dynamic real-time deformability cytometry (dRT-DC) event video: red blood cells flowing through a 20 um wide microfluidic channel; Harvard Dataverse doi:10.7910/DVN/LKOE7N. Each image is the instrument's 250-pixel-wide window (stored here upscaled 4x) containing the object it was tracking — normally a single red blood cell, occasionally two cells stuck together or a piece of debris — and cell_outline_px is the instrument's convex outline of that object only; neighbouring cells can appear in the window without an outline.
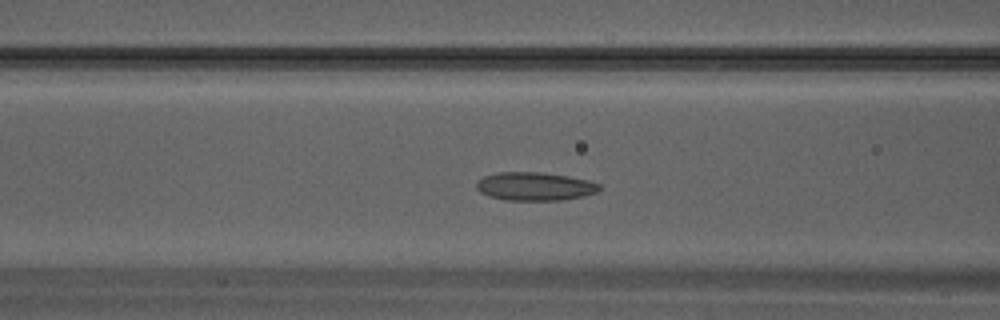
{"species": "Egyptian fruit bat (a non-hibernating species)", "species_latin": "Rousettus aegyptiacus", "temperature_condition": "warm", "stored_images_in_passage": 32, "camera_frame_rate_fps": 3000, "um_per_image_px": 0.085, "animal": {"sex": "male"}, "frame": {"image": 1, "passage_image": 13, "time_ms": 4.0, "image_size_px": [1000, 320], "cell_outline_px": [[600, 188], [596, 192], [584, 196], [560, 200], [504, 200], [488, 196], [480, 192], [476, 188], [476, 184], [484, 176], [500, 172], [540, 172], [568, 176], [588, 180], [600, 184]], "centroid_in_image_um": [45.45, 15.84], "position_along_channel_um": 121.1, "area_um2": 20.23}}
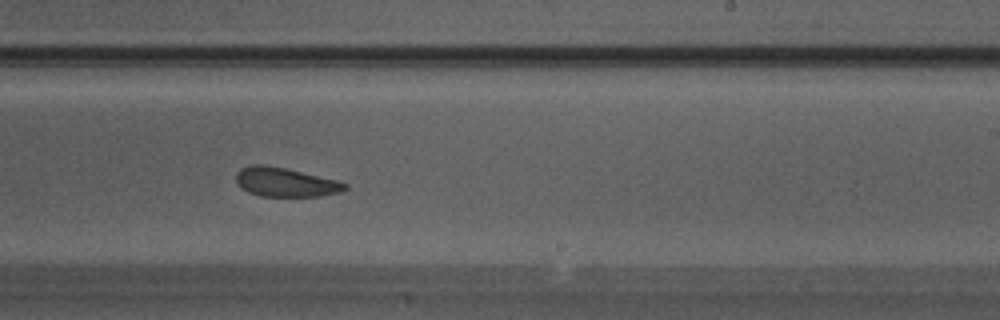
{"frame": {"image": 2, "passage_image": 20, "time_ms": 6.333, "image_size_px": [1000, 320], "cell_outline_px": [[348, 188], [340, 192], [320, 196], [260, 196], [248, 192], [240, 188], [236, 184], [236, 172], [240, 168], [252, 164], [264, 164], [284, 168], [336, 180], [348, 184]], "centroid_in_image_um": [24.2, 15.48], "position_along_channel_um": 264.8, "area_um2": 18.5}}
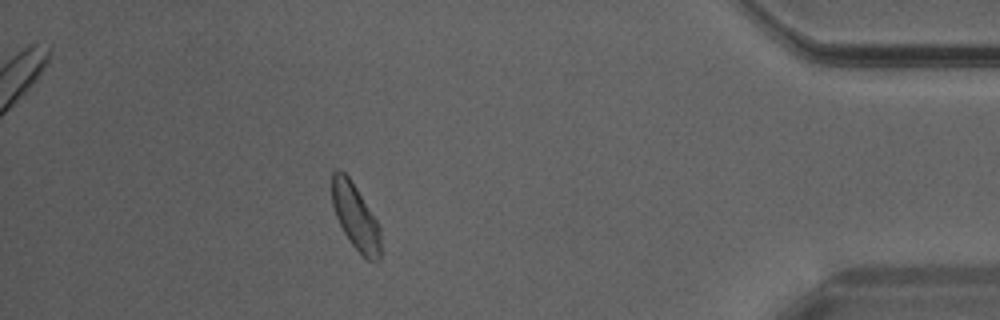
{"frame": {"image": 3, "passage_image": 29, "time_ms": 9.333, "image_size_px": [1000, 320], "cell_outline_px": [[380, 260], [368, 260], [348, 240], [336, 216], [332, 204], [332, 172], [336, 168], [340, 168], [348, 176], [356, 188], [376, 220], [380, 228]], "centroid_in_image_um": [30.19, 18.4], "position_along_channel_um": 405.0, "area_um2": 18.32}}